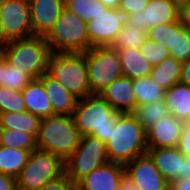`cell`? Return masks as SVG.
I'll use <instances>...</instances> for the list:
<instances>
[{"label":"cell","instance_id":"obj_14","mask_svg":"<svg viewBox=\"0 0 190 190\" xmlns=\"http://www.w3.org/2000/svg\"><path fill=\"white\" fill-rule=\"evenodd\" d=\"M147 154L168 183L178 178H190V158L178 147L148 148Z\"/></svg>","mask_w":190,"mask_h":190},{"label":"cell","instance_id":"obj_26","mask_svg":"<svg viewBox=\"0 0 190 190\" xmlns=\"http://www.w3.org/2000/svg\"><path fill=\"white\" fill-rule=\"evenodd\" d=\"M31 152L0 146V173L17 178L27 164Z\"/></svg>","mask_w":190,"mask_h":190},{"label":"cell","instance_id":"obj_22","mask_svg":"<svg viewBox=\"0 0 190 190\" xmlns=\"http://www.w3.org/2000/svg\"><path fill=\"white\" fill-rule=\"evenodd\" d=\"M164 101L170 114L185 122H190V86L182 83L175 84L165 90Z\"/></svg>","mask_w":190,"mask_h":190},{"label":"cell","instance_id":"obj_8","mask_svg":"<svg viewBox=\"0 0 190 190\" xmlns=\"http://www.w3.org/2000/svg\"><path fill=\"white\" fill-rule=\"evenodd\" d=\"M84 54L91 94H100L112 81L123 76L119 55L110 47H91Z\"/></svg>","mask_w":190,"mask_h":190},{"label":"cell","instance_id":"obj_45","mask_svg":"<svg viewBox=\"0 0 190 190\" xmlns=\"http://www.w3.org/2000/svg\"><path fill=\"white\" fill-rule=\"evenodd\" d=\"M174 2L180 7H184L188 4H190V0H174Z\"/></svg>","mask_w":190,"mask_h":190},{"label":"cell","instance_id":"obj_28","mask_svg":"<svg viewBox=\"0 0 190 190\" xmlns=\"http://www.w3.org/2000/svg\"><path fill=\"white\" fill-rule=\"evenodd\" d=\"M147 38V32L144 29L132 23H129L126 20L123 28L118 33L110 48L115 51L124 50L128 48L140 49Z\"/></svg>","mask_w":190,"mask_h":190},{"label":"cell","instance_id":"obj_2","mask_svg":"<svg viewBox=\"0 0 190 190\" xmlns=\"http://www.w3.org/2000/svg\"><path fill=\"white\" fill-rule=\"evenodd\" d=\"M6 62L32 80L48 74L49 58L53 54L45 37L32 36L0 45Z\"/></svg>","mask_w":190,"mask_h":190},{"label":"cell","instance_id":"obj_1","mask_svg":"<svg viewBox=\"0 0 190 190\" xmlns=\"http://www.w3.org/2000/svg\"><path fill=\"white\" fill-rule=\"evenodd\" d=\"M105 144L109 161L125 166L147 153L146 130L133 113H119Z\"/></svg>","mask_w":190,"mask_h":190},{"label":"cell","instance_id":"obj_36","mask_svg":"<svg viewBox=\"0 0 190 190\" xmlns=\"http://www.w3.org/2000/svg\"><path fill=\"white\" fill-rule=\"evenodd\" d=\"M39 190H76V185L66 173L48 182Z\"/></svg>","mask_w":190,"mask_h":190},{"label":"cell","instance_id":"obj_7","mask_svg":"<svg viewBox=\"0 0 190 190\" xmlns=\"http://www.w3.org/2000/svg\"><path fill=\"white\" fill-rule=\"evenodd\" d=\"M65 173V161L50 152H31L27 164L16 178L17 190H39Z\"/></svg>","mask_w":190,"mask_h":190},{"label":"cell","instance_id":"obj_3","mask_svg":"<svg viewBox=\"0 0 190 190\" xmlns=\"http://www.w3.org/2000/svg\"><path fill=\"white\" fill-rule=\"evenodd\" d=\"M81 137L72 116L56 114L41 119L36 137L37 149L66 161L80 145Z\"/></svg>","mask_w":190,"mask_h":190},{"label":"cell","instance_id":"obj_17","mask_svg":"<svg viewBox=\"0 0 190 190\" xmlns=\"http://www.w3.org/2000/svg\"><path fill=\"white\" fill-rule=\"evenodd\" d=\"M184 122L169 115L146 130L147 148L178 147Z\"/></svg>","mask_w":190,"mask_h":190},{"label":"cell","instance_id":"obj_15","mask_svg":"<svg viewBox=\"0 0 190 190\" xmlns=\"http://www.w3.org/2000/svg\"><path fill=\"white\" fill-rule=\"evenodd\" d=\"M125 173L140 190H168L169 183L147 153L126 164Z\"/></svg>","mask_w":190,"mask_h":190},{"label":"cell","instance_id":"obj_30","mask_svg":"<svg viewBox=\"0 0 190 190\" xmlns=\"http://www.w3.org/2000/svg\"><path fill=\"white\" fill-rule=\"evenodd\" d=\"M0 146L30 152L37 150L36 137L32 133L16 129H0Z\"/></svg>","mask_w":190,"mask_h":190},{"label":"cell","instance_id":"obj_20","mask_svg":"<svg viewBox=\"0 0 190 190\" xmlns=\"http://www.w3.org/2000/svg\"><path fill=\"white\" fill-rule=\"evenodd\" d=\"M45 87L53 112L59 115L72 116L78 99L69 93L58 81L48 74L39 78Z\"/></svg>","mask_w":190,"mask_h":190},{"label":"cell","instance_id":"obj_29","mask_svg":"<svg viewBox=\"0 0 190 190\" xmlns=\"http://www.w3.org/2000/svg\"><path fill=\"white\" fill-rule=\"evenodd\" d=\"M133 114L143 128L147 130L162 118L169 116L170 111L165 101L161 100L137 106Z\"/></svg>","mask_w":190,"mask_h":190},{"label":"cell","instance_id":"obj_40","mask_svg":"<svg viewBox=\"0 0 190 190\" xmlns=\"http://www.w3.org/2000/svg\"><path fill=\"white\" fill-rule=\"evenodd\" d=\"M180 83L190 86V58L182 62Z\"/></svg>","mask_w":190,"mask_h":190},{"label":"cell","instance_id":"obj_38","mask_svg":"<svg viewBox=\"0 0 190 190\" xmlns=\"http://www.w3.org/2000/svg\"><path fill=\"white\" fill-rule=\"evenodd\" d=\"M0 190H17L16 178L0 173Z\"/></svg>","mask_w":190,"mask_h":190},{"label":"cell","instance_id":"obj_23","mask_svg":"<svg viewBox=\"0 0 190 190\" xmlns=\"http://www.w3.org/2000/svg\"><path fill=\"white\" fill-rule=\"evenodd\" d=\"M117 53L120 58L123 76L132 80L150 76L153 65L142 56L138 48L119 50Z\"/></svg>","mask_w":190,"mask_h":190},{"label":"cell","instance_id":"obj_18","mask_svg":"<svg viewBox=\"0 0 190 190\" xmlns=\"http://www.w3.org/2000/svg\"><path fill=\"white\" fill-rule=\"evenodd\" d=\"M124 174V165L108 162L83 178L76 185V190H117Z\"/></svg>","mask_w":190,"mask_h":190},{"label":"cell","instance_id":"obj_44","mask_svg":"<svg viewBox=\"0 0 190 190\" xmlns=\"http://www.w3.org/2000/svg\"><path fill=\"white\" fill-rule=\"evenodd\" d=\"M3 68H4V55L0 50V86H2Z\"/></svg>","mask_w":190,"mask_h":190},{"label":"cell","instance_id":"obj_37","mask_svg":"<svg viewBox=\"0 0 190 190\" xmlns=\"http://www.w3.org/2000/svg\"><path fill=\"white\" fill-rule=\"evenodd\" d=\"M178 148L185 157L190 158V122H185L182 127Z\"/></svg>","mask_w":190,"mask_h":190},{"label":"cell","instance_id":"obj_9","mask_svg":"<svg viewBox=\"0 0 190 190\" xmlns=\"http://www.w3.org/2000/svg\"><path fill=\"white\" fill-rule=\"evenodd\" d=\"M108 162L105 142L94 136L84 135L78 148L65 161V173L77 185L93 170Z\"/></svg>","mask_w":190,"mask_h":190},{"label":"cell","instance_id":"obj_31","mask_svg":"<svg viewBox=\"0 0 190 190\" xmlns=\"http://www.w3.org/2000/svg\"><path fill=\"white\" fill-rule=\"evenodd\" d=\"M65 7L85 22L109 9L99 0H65Z\"/></svg>","mask_w":190,"mask_h":190},{"label":"cell","instance_id":"obj_4","mask_svg":"<svg viewBox=\"0 0 190 190\" xmlns=\"http://www.w3.org/2000/svg\"><path fill=\"white\" fill-rule=\"evenodd\" d=\"M118 114L99 94H91L77 101L72 117L82 136L91 135L106 143Z\"/></svg>","mask_w":190,"mask_h":190},{"label":"cell","instance_id":"obj_6","mask_svg":"<svg viewBox=\"0 0 190 190\" xmlns=\"http://www.w3.org/2000/svg\"><path fill=\"white\" fill-rule=\"evenodd\" d=\"M45 40L50 49L58 53H85L92 47L87 35V22L66 7Z\"/></svg>","mask_w":190,"mask_h":190},{"label":"cell","instance_id":"obj_43","mask_svg":"<svg viewBox=\"0 0 190 190\" xmlns=\"http://www.w3.org/2000/svg\"><path fill=\"white\" fill-rule=\"evenodd\" d=\"M107 8L118 9L121 0H99Z\"/></svg>","mask_w":190,"mask_h":190},{"label":"cell","instance_id":"obj_12","mask_svg":"<svg viewBox=\"0 0 190 190\" xmlns=\"http://www.w3.org/2000/svg\"><path fill=\"white\" fill-rule=\"evenodd\" d=\"M126 17L119 9L109 8L87 22V35L92 47H110L124 26Z\"/></svg>","mask_w":190,"mask_h":190},{"label":"cell","instance_id":"obj_41","mask_svg":"<svg viewBox=\"0 0 190 190\" xmlns=\"http://www.w3.org/2000/svg\"><path fill=\"white\" fill-rule=\"evenodd\" d=\"M117 190H140L125 173L119 181Z\"/></svg>","mask_w":190,"mask_h":190},{"label":"cell","instance_id":"obj_16","mask_svg":"<svg viewBox=\"0 0 190 190\" xmlns=\"http://www.w3.org/2000/svg\"><path fill=\"white\" fill-rule=\"evenodd\" d=\"M33 36L46 37L59 19L65 0H28Z\"/></svg>","mask_w":190,"mask_h":190},{"label":"cell","instance_id":"obj_32","mask_svg":"<svg viewBox=\"0 0 190 190\" xmlns=\"http://www.w3.org/2000/svg\"><path fill=\"white\" fill-rule=\"evenodd\" d=\"M26 111L22 91L0 86V114Z\"/></svg>","mask_w":190,"mask_h":190},{"label":"cell","instance_id":"obj_42","mask_svg":"<svg viewBox=\"0 0 190 190\" xmlns=\"http://www.w3.org/2000/svg\"><path fill=\"white\" fill-rule=\"evenodd\" d=\"M180 18L183 25L190 31V4L181 8Z\"/></svg>","mask_w":190,"mask_h":190},{"label":"cell","instance_id":"obj_10","mask_svg":"<svg viewBox=\"0 0 190 190\" xmlns=\"http://www.w3.org/2000/svg\"><path fill=\"white\" fill-rule=\"evenodd\" d=\"M33 36L28 0H1L0 45Z\"/></svg>","mask_w":190,"mask_h":190},{"label":"cell","instance_id":"obj_11","mask_svg":"<svg viewBox=\"0 0 190 190\" xmlns=\"http://www.w3.org/2000/svg\"><path fill=\"white\" fill-rule=\"evenodd\" d=\"M147 36L154 42L164 44L174 59L183 62L190 58V31L181 18L177 22L151 27Z\"/></svg>","mask_w":190,"mask_h":190},{"label":"cell","instance_id":"obj_34","mask_svg":"<svg viewBox=\"0 0 190 190\" xmlns=\"http://www.w3.org/2000/svg\"><path fill=\"white\" fill-rule=\"evenodd\" d=\"M142 56L153 66L160 64L164 59L170 56L169 49L164 44L154 42L147 38L139 49Z\"/></svg>","mask_w":190,"mask_h":190},{"label":"cell","instance_id":"obj_27","mask_svg":"<svg viewBox=\"0 0 190 190\" xmlns=\"http://www.w3.org/2000/svg\"><path fill=\"white\" fill-rule=\"evenodd\" d=\"M132 89L137 106L164 100L165 89L150 76L133 79Z\"/></svg>","mask_w":190,"mask_h":190},{"label":"cell","instance_id":"obj_35","mask_svg":"<svg viewBox=\"0 0 190 190\" xmlns=\"http://www.w3.org/2000/svg\"><path fill=\"white\" fill-rule=\"evenodd\" d=\"M148 2L149 0H121L118 9L127 17L128 15L145 10Z\"/></svg>","mask_w":190,"mask_h":190},{"label":"cell","instance_id":"obj_5","mask_svg":"<svg viewBox=\"0 0 190 190\" xmlns=\"http://www.w3.org/2000/svg\"><path fill=\"white\" fill-rule=\"evenodd\" d=\"M48 75L78 100L91 95L84 53L53 52L49 58Z\"/></svg>","mask_w":190,"mask_h":190},{"label":"cell","instance_id":"obj_25","mask_svg":"<svg viewBox=\"0 0 190 190\" xmlns=\"http://www.w3.org/2000/svg\"><path fill=\"white\" fill-rule=\"evenodd\" d=\"M182 62L169 56L160 64L153 66L150 77L165 90L180 83Z\"/></svg>","mask_w":190,"mask_h":190},{"label":"cell","instance_id":"obj_19","mask_svg":"<svg viewBox=\"0 0 190 190\" xmlns=\"http://www.w3.org/2000/svg\"><path fill=\"white\" fill-rule=\"evenodd\" d=\"M133 80L122 76L112 81L99 95L119 113H133L137 102L133 93Z\"/></svg>","mask_w":190,"mask_h":190},{"label":"cell","instance_id":"obj_21","mask_svg":"<svg viewBox=\"0 0 190 190\" xmlns=\"http://www.w3.org/2000/svg\"><path fill=\"white\" fill-rule=\"evenodd\" d=\"M22 94L26 111L42 118L56 115L49 101L43 82L40 79L32 80L23 90Z\"/></svg>","mask_w":190,"mask_h":190},{"label":"cell","instance_id":"obj_24","mask_svg":"<svg viewBox=\"0 0 190 190\" xmlns=\"http://www.w3.org/2000/svg\"><path fill=\"white\" fill-rule=\"evenodd\" d=\"M41 118L29 111L0 114V129H16L32 133L37 137Z\"/></svg>","mask_w":190,"mask_h":190},{"label":"cell","instance_id":"obj_33","mask_svg":"<svg viewBox=\"0 0 190 190\" xmlns=\"http://www.w3.org/2000/svg\"><path fill=\"white\" fill-rule=\"evenodd\" d=\"M31 81L32 79L28 75L8 64L4 57L2 86L22 91Z\"/></svg>","mask_w":190,"mask_h":190},{"label":"cell","instance_id":"obj_13","mask_svg":"<svg viewBox=\"0 0 190 190\" xmlns=\"http://www.w3.org/2000/svg\"><path fill=\"white\" fill-rule=\"evenodd\" d=\"M180 16L181 8L174 0H149L145 10L128 15L126 20L148 32L153 26L177 22Z\"/></svg>","mask_w":190,"mask_h":190},{"label":"cell","instance_id":"obj_39","mask_svg":"<svg viewBox=\"0 0 190 190\" xmlns=\"http://www.w3.org/2000/svg\"><path fill=\"white\" fill-rule=\"evenodd\" d=\"M168 190H190V178H178L169 183Z\"/></svg>","mask_w":190,"mask_h":190}]
</instances>
